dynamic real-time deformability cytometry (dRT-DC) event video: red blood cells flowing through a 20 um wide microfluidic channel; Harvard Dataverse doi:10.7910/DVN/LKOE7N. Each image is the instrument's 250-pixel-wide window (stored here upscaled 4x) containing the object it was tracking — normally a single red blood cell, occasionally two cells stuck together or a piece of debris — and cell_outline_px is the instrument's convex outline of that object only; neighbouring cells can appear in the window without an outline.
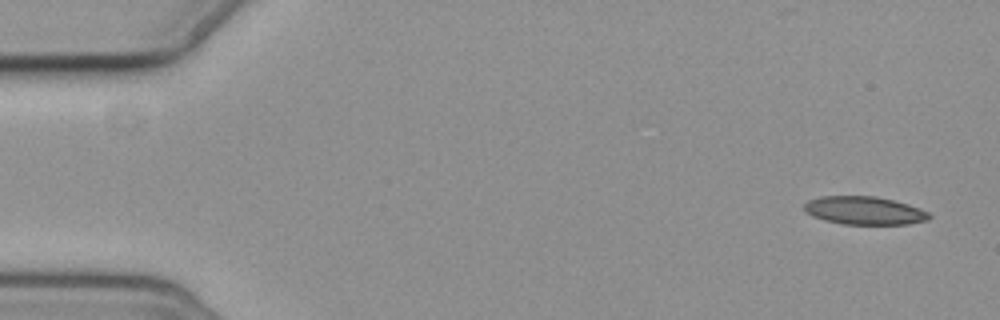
{"species": "common noctule bat (a hibernating species)", "species_latin": "Nyctalus noctula", "temperature_condition": "cold", "stored_images_in_passage": 5, "camera_frame_rate_fps": 3000, "um_per_image_px": 0.085, "animal": {"sex": "female", "body_mass_g": 19.3, "forearm_length_mm": 54.1}, "frame": {"image": 1, "passage_image": 1, "time_ms": 0.0, "image_size_px": [1000, 320], "cell_outline_px": [[932, 216], [928, 220], [908, 224], [840, 224], [824, 220], [812, 216], [804, 212], [804, 204], [808, 200], [820, 196], [876, 196], [908, 204], [920, 208], [928, 212]], "centroid_in_image_um": [73.45, 17.9], "position_along_channel_um": 11.6, "area_um2": 20.63}}
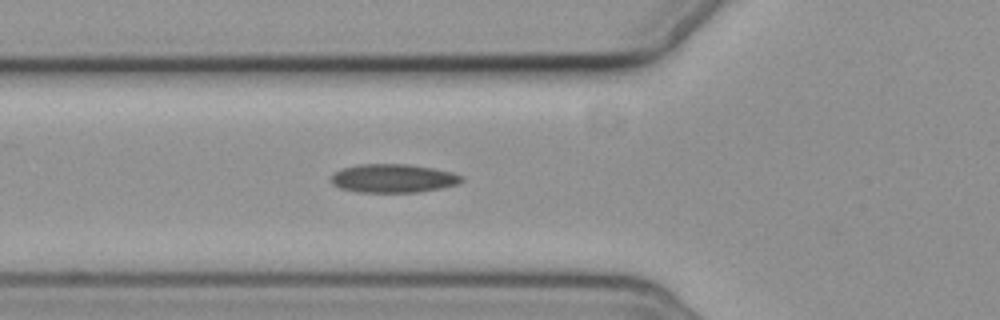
{"frame": {"image": 2, "passage_image": 5, "time_ms": 6.0, "image_size_px": [1000, 320], "cell_outline_px": [[464, 180], [456, 184], [440, 188], [416, 192], [360, 192], [340, 188], [332, 184], [332, 176], [336, 172], [344, 168], [360, 164], [408, 164], [432, 168], [452, 172], [464, 176]], "centroid_in_image_um": [33.45, 15.15], "position_along_channel_um": 92.4, "area_um2": 21.5}}